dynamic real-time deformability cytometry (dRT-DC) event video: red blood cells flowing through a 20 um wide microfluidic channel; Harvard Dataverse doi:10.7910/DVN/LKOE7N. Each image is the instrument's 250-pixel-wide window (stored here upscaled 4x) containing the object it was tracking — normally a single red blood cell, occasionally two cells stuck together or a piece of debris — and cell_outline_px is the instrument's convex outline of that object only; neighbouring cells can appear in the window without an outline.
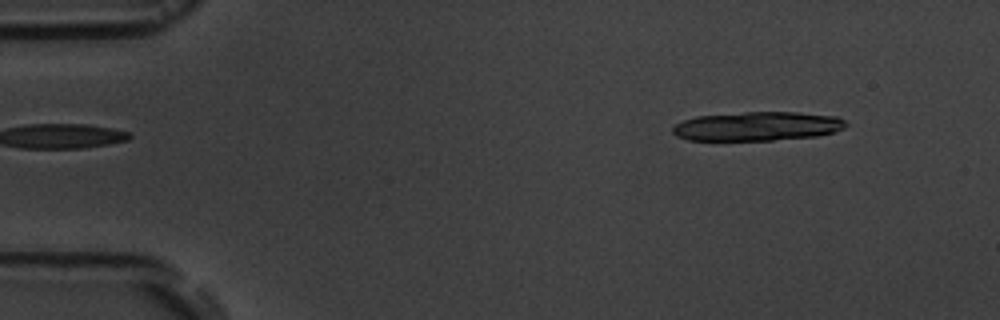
{"species": "common noctule bat (a hibernating species)", "species_latin": "Nyctalus noctula", "temperature_condition": "room temperature", "stored_images_in_passage": 3, "segment_of_instrument_passage": [2, 2], "camera_frame_rate_fps": 3000, "um_per_image_px": 0.085, "animal": {"sex": "male", "body_mass_g": 19.5, "forearm_length_mm": 54.6}, "frame": {"image": 1, "passage_image": 3, "time_ms": 2.333, "image_size_px": [1000, 320], "cell_outline_px": [[848, 124], [844, 128], [832, 132], [816, 136], [772, 140], [688, 140], [676, 136], [672, 132], [672, 128], [676, 124], [684, 120], [696, 116], [744, 112], [796, 112], [836, 116], [844, 120]], "centroid_in_image_um": [64.36, 10.73], "position_along_channel_um": 20.6, "area_um2": 29.25}}